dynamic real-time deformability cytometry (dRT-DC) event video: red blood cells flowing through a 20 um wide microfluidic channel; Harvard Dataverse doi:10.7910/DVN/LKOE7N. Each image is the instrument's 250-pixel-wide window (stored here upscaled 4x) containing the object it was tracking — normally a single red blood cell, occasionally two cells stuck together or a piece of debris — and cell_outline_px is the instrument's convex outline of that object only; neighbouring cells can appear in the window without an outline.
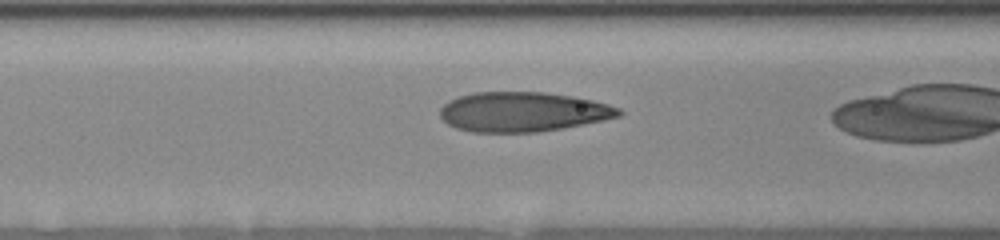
{"species": "human", "species_latin": "Homo sapiens", "temperature_condition": "room temperature", "stored_images_in_passage": 27, "camera_frame_rate_fps": 3000, "um_per_image_px": 0.085, "donor": {"sex": "female"}, "frame": {"image": 1, "passage_image": 8, "time_ms": 1.333, "image_size_px": [1000, 240], "cell_outline_px": [[624, 112], [620, 116], [604, 120], [564, 128], [540, 132], [472, 132], [456, 128], [448, 124], [440, 116], [440, 108], [448, 100], [472, 92], [544, 92], [572, 96], [592, 100], [608, 104], [620, 108]], "centroid_in_image_um": [44.45, 9.51], "position_along_channel_um": 122.1, "area_um2": 41.56}}
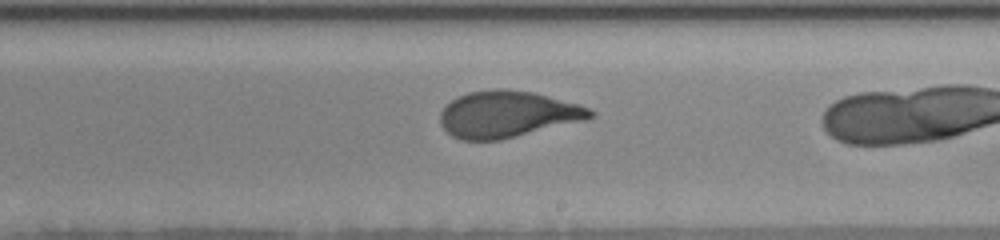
{"frame": {"image": 2, "passage_image": 24, "time_ms": 4.333, "image_size_px": [1000, 240], "cell_outline_px": [[596, 116], [588, 120], [500, 140], [460, 140], [452, 136], [440, 124], [440, 112], [452, 100], [468, 92], [496, 88], [500, 88], [532, 92], [580, 104], [596, 112]], "centroid_in_image_um": [43.18, 9.72], "position_along_channel_um": 245.8, "area_um2": 40.86}}